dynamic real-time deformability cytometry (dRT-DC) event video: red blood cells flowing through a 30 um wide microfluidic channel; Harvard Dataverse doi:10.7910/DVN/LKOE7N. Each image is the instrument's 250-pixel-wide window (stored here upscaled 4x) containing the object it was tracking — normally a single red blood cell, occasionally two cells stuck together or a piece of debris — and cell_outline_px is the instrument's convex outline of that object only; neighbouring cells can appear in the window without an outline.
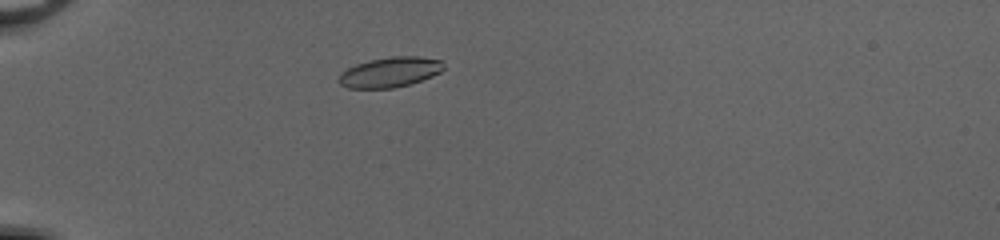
{"species": "common noctule bat (a hibernating species)", "species_latin": "Nyctalus noctula", "temperature_condition": "cold", "stored_images_in_passage": 43, "camera_frame_rate_fps": 3000, "um_per_image_px": 0.085, "animal": {"sex": "female", "body_mass_g": 20.0, "forearm_length_mm": 54.0}, "frame": {"image": 1, "passage_image": 8, "time_ms": 2.333, "image_size_px": [1000, 240], "cell_outline_px": [[444, 68], [440, 72], [432, 76], [412, 84], [392, 88], [348, 88], [340, 84], [336, 80], [340, 72], [356, 64], [372, 60], [392, 56], [420, 56], [444, 60]], "centroid_in_image_um": [33.16, 6.13], "position_along_channel_um": 51.8, "area_um2": 18.61}}
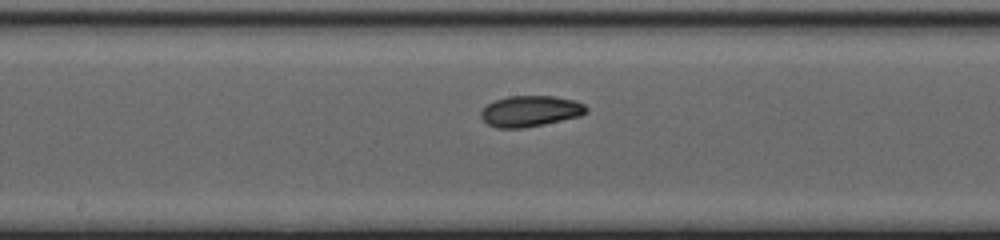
{"frame": {"image": 2, "passage_image": 21, "time_ms": 6.667, "image_size_px": [1000, 240], "cell_outline_px": [[588, 112], [580, 116], [544, 124], [524, 128], [496, 128], [488, 124], [480, 116], [480, 112], [488, 104], [496, 100], [508, 96], [552, 96], [572, 100], [584, 104], [588, 108]], "centroid_in_image_um": [45.08, 9.45], "position_along_channel_um": 203.1, "area_um2": 18.9}}
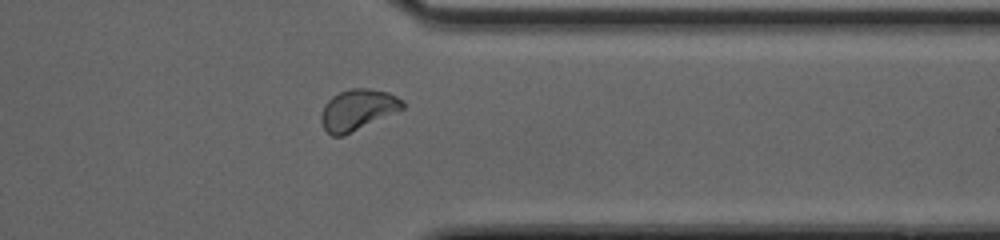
{"frame": {"image": 3, "passage_image": 34, "time_ms": 11.0, "image_size_px": [1000, 240], "cell_outline_px": [[404, 108], [344, 136], [332, 136], [324, 128], [320, 120], [320, 116], [324, 104], [332, 96], [340, 92], [352, 88], [368, 88], [388, 92], [404, 100]], "centroid_in_image_um": [30.39, 9.33], "position_along_channel_um": 381.0, "area_um2": 19.42}, "authors_computed_cell_mechanics": {"area_um2": 18.785, "velocity_mm_per_s": 4.1397, "shape_relaxation_time_tau1_ms": 1.9735, "shape_relaxation_time_tau2_ms": 2.7619, "deformation_change_tau1": 0.1147, "deformation_change_tau2": 0.0685}}